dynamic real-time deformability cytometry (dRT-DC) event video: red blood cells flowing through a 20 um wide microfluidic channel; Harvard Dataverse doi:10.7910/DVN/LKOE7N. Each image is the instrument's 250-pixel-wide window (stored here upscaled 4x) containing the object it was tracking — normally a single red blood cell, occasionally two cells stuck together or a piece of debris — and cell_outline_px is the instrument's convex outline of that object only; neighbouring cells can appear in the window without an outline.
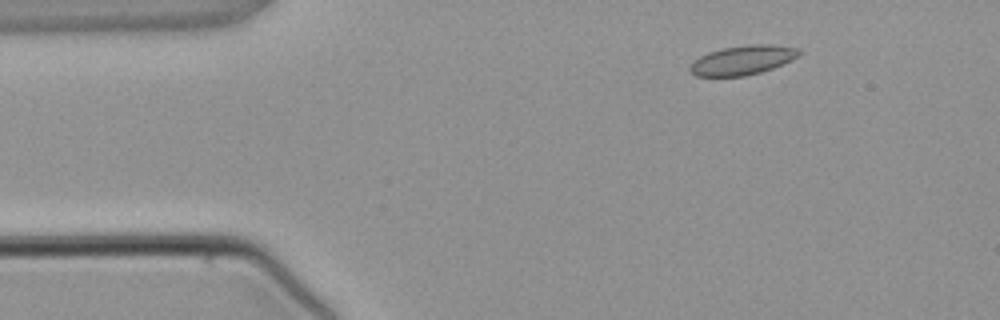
{"species": "common noctule bat (a hibernating species)", "species_latin": "Nyctalus noctula", "temperature_condition": "warm", "stored_images_in_passage": 4, "camera_frame_rate_fps": 3000, "um_per_image_px": 0.085, "animal": {"sex": "male", "body_mass_g": 21.5, "forearm_length_mm": 52.0}, "frame": {"image": 1, "passage_image": 1, "time_ms": 0.0, "image_size_px": [1000, 320], "cell_outline_px": [[800, 52], [792, 60], [772, 68], [760, 72], [744, 76], [696, 76], [688, 72], [688, 68], [700, 56], [708, 52], [724, 48], [752, 44], [768, 44], [800, 48]], "centroid_in_image_um": [63.1, 5.11], "position_along_channel_um": 21.9, "area_um2": 18.44}}
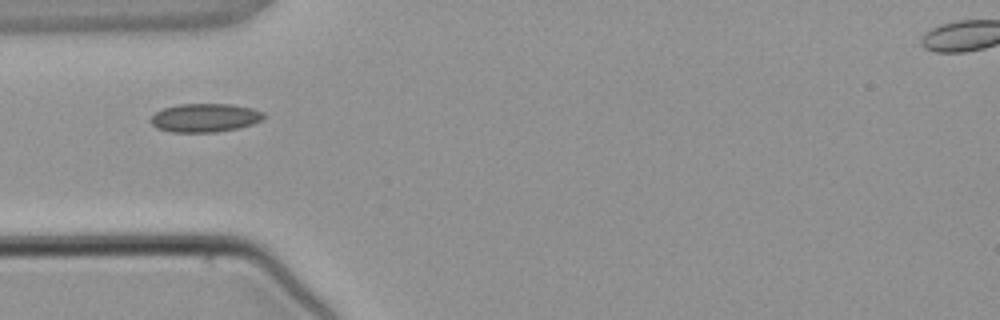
{"frame": {"image": 2, "passage_image": 3, "time_ms": 2.333, "image_size_px": [1000, 320], "cell_outline_px": [[268, 116], [252, 124], [236, 128], [216, 132], [168, 132], [156, 128], [148, 120], [156, 112], [164, 108], [180, 104], [232, 104], [252, 108], [264, 112]], "centroid_in_image_um": [17.41, 10.01], "position_along_channel_um": 67.6, "area_um2": 18.9}}